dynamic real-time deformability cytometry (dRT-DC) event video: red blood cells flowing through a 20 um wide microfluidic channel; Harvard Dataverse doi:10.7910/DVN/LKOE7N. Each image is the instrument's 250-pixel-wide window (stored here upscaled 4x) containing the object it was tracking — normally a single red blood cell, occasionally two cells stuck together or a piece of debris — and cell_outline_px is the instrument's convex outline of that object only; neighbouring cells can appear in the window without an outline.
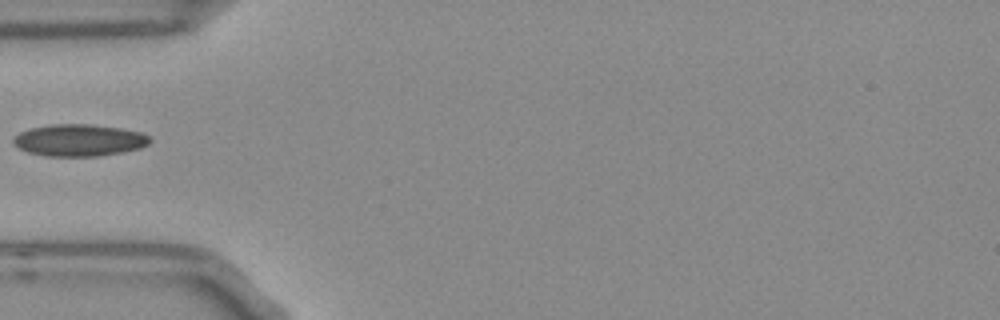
{"species": "Egyptian fruit bat (a non-hibernating species)", "species_latin": "Rousettus aegyptiacus", "temperature_condition": "room temperature", "stored_images_in_passage": 37, "camera_frame_rate_fps": 3000, "um_per_image_px": 0.085, "frame": {"image": 1, "passage_image": 1, "time_ms": 0.0, "image_size_px": [1000, 320], "cell_outline_px": [[152, 140], [148, 144], [140, 148], [124, 152], [100, 156], [48, 156], [28, 152], [12, 144], [12, 140], [20, 132], [32, 128], [52, 124], [88, 124], [120, 128], [140, 132], [148, 136]], "centroid_in_image_um": [6.74, 11.92], "position_along_channel_um": 78.3, "area_um2": 25.32}}
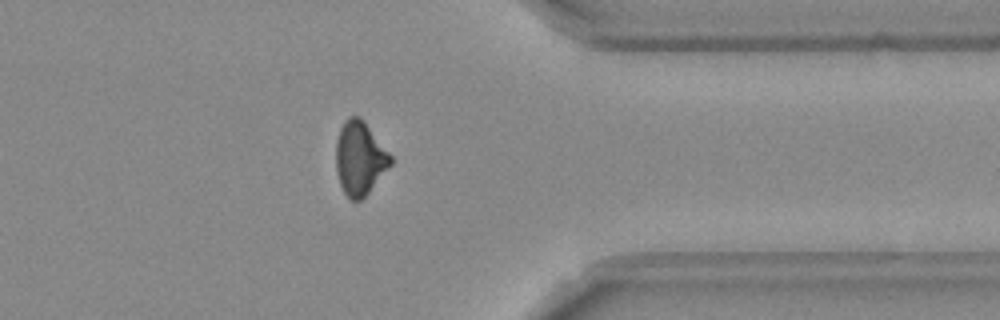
{"frame": {"image": 2, "passage_image": 26, "time_ms": 8.333, "image_size_px": [1000, 320], "cell_outline_px": [[392, 164], [368, 192], [360, 200], [352, 200], [344, 192], [340, 184], [336, 172], [336, 144], [340, 128], [344, 120], [348, 116], [360, 116], [364, 120], [392, 156]], "centroid_in_image_um": [30.57, 13.42], "position_along_channel_um": 380.8, "area_um2": 23.35}}
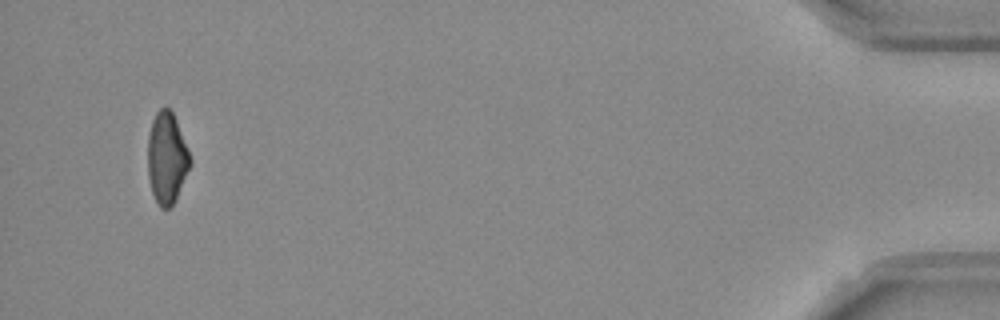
{"frame": {"image": 3, "passage_image": 35, "time_ms": 11.333, "image_size_px": [1000, 320], "cell_outline_px": [[192, 164], [172, 204], [168, 208], [160, 208], [152, 192], [148, 176], [148, 136], [152, 120], [156, 112], [160, 108], [168, 108], [172, 112], [176, 120], [188, 148], [192, 160]], "centroid_in_image_um": [14.18, 13.41], "position_along_channel_um": 421.0, "area_um2": 22.37}}